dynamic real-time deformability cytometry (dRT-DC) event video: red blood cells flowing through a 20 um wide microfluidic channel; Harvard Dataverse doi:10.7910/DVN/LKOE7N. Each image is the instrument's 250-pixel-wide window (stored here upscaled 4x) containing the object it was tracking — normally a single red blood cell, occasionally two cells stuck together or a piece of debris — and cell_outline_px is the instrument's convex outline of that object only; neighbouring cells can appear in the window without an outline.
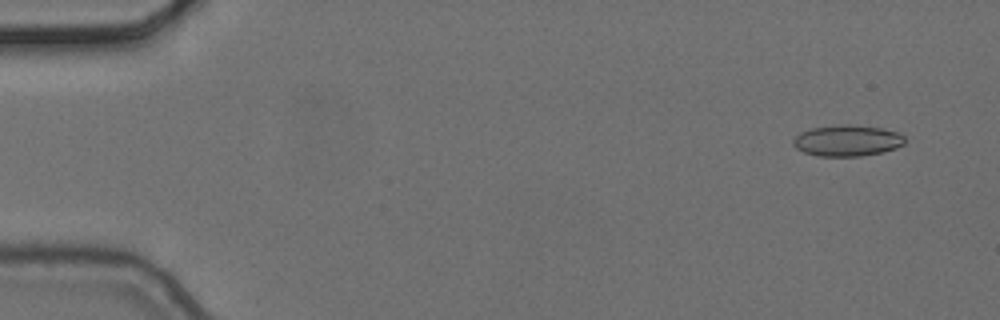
{"species": "common noctule bat (a hibernating species)", "species_latin": "Nyctalus noctula", "temperature_condition": "cold", "stored_images_in_passage": 4, "camera_frame_rate_fps": 3000, "um_per_image_px": 0.085, "animal": {"sex": "female", "body_mass_g": 24.6, "forearm_length_mm": 56.2}, "frame": {"image": 1, "passage_image": 1, "time_ms": 0.0, "image_size_px": [1000, 320], "cell_outline_px": [[904, 144], [896, 148], [884, 152], [860, 156], [820, 156], [804, 152], [796, 148], [792, 144], [792, 140], [800, 132], [812, 128], [840, 124], [848, 124], [880, 128], [900, 132], [904, 136]], "centroid_in_image_um": [72.02, 11.95], "position_along_channel_um": 13.0, "area_um2": 20.35}}
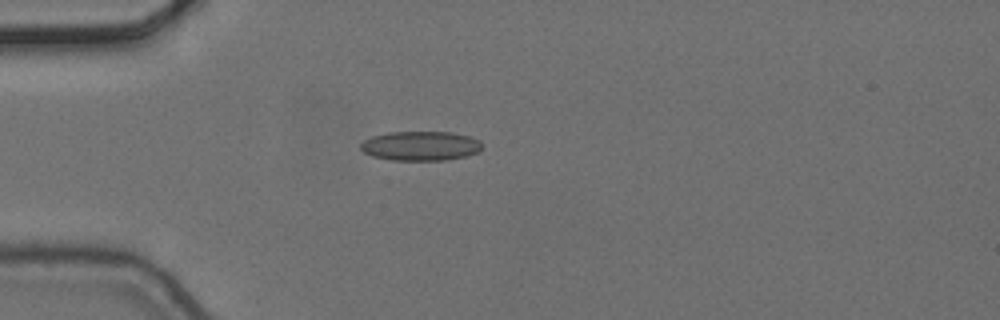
{"frame": {"image": 2, "passage_image": 4, "time_ms": 1.0, "image_size_px": [1000, 320], "cell_outline_px": [[480, 152], [464, 156], [444, 160], [392, 160], [372, 156], [364, 152], [360, 148], [360, 144], [364, 140], [372, 136], [388, 132], [452, 132], [472, 136], [480, 140]], "centroid_in_image_um": [35.75, 12.39], "position_along_channel_um": 49.3, "area_um2": 20.87}}